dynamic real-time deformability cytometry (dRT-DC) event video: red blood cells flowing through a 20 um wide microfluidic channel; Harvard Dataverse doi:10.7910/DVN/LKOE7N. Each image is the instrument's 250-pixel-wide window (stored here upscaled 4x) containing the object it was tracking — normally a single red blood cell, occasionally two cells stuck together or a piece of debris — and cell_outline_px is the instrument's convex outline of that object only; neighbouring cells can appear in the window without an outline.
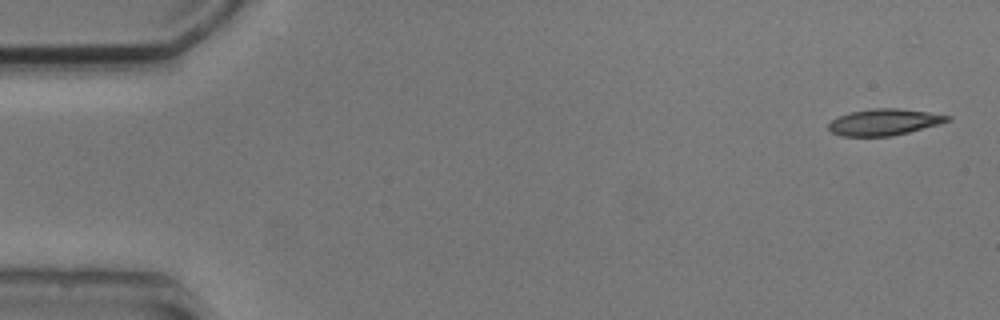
{"species": "common noctule bat (a hibernating species)", "species_latin": "Nyctalus noctula", "temperature_condition": "cold", "stored_images_in_passage": 9, "camera_frame_rate_fps": 3000, "um_per_image_px": 0.085, "animal": {"sex": "male", "body_mass_g": 20.5, "forearm_length_mm": 52.5}, "frame": {"image": 1, "passage_image": 1, "time_ms": 0.0, "image_size_px": [1000, 320], "cell_outline_px": [[952, 120], [940, 124], [892, 136], [840, 136], [832, 132], [828, 128], [828, 124], [832, 120], [840, 116], [852, 112], [872, 108], [896, 108], [928, 112], [952, 116]], "centroid_in_image_um": [75.18, 10.38], "position_along_channel_um": 9.8, "area_um2": 18.21}}
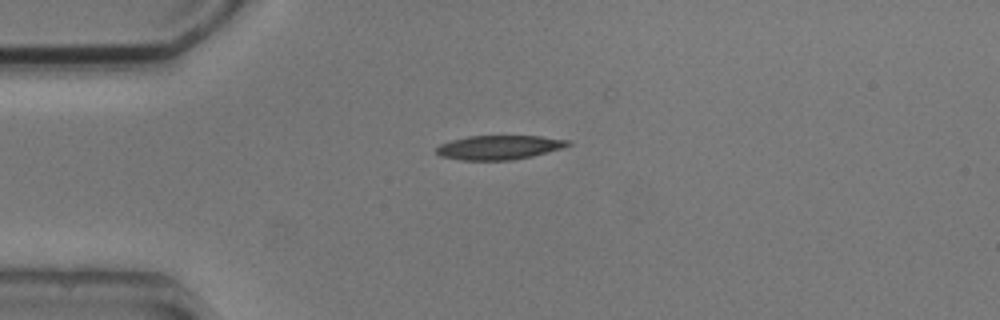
{"frame": {"image": 2, "passage_image": 4, "time_ms": 3.667, "image_size_px": [1000, 320], "cell_outline_px": [[572, 144], [564, 148], [532, 156], [512, 160], [460, 160], [440, 156], [436, 152], [436, 148], [440, 144], [452, 140], [468, 136], [540, 136], [568, 140]], "centroid_in_image_um": [42.43, 12.53], "position_along_channel_um": 42.6, "area_um2": 18.55}}